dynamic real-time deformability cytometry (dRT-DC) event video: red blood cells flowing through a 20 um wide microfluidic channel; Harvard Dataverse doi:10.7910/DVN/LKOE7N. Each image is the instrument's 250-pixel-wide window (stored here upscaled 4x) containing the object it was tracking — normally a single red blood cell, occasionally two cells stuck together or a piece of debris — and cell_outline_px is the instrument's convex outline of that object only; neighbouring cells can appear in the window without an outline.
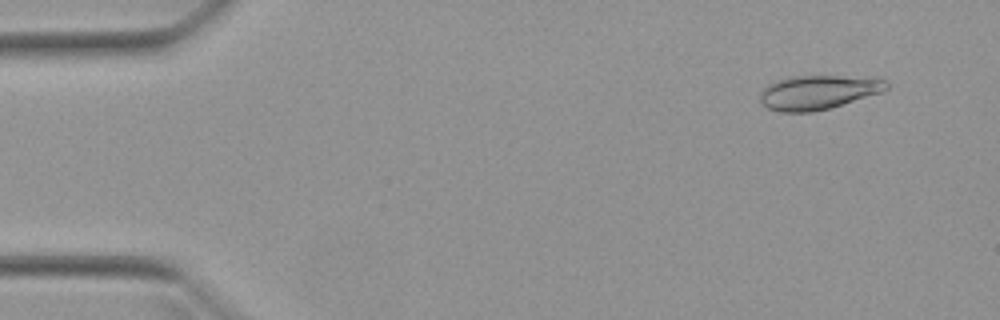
{"species": "Egyptian fruit bat (a non-hibernating species)", "species_latin": "Rousettus aegyptiacus", "temperature_condition": "warm", "stored_images_in_passage": 51, "camera_frame_rate_fps": 3000, "um_per_image_px": 0.085, "animal": {"sex": "female"}, "frame": {"image": 1, "passage_image": 4, "time_ms": 1.0, "image_size_px": [1000, 320], "cell_outline_px": [[888, 88], [884, 92], [832, 108], [812, 112], [780, 112], [768, 108], [760, 100], [760, 92], [768, 84], [776, 80], [792, 76], [836, 76], [884, 80], [888, 84]], "centroid_in_image_um": [69.52, 7.86], "position_along_channel_um": 15.5, "area_um2": 25.09}}
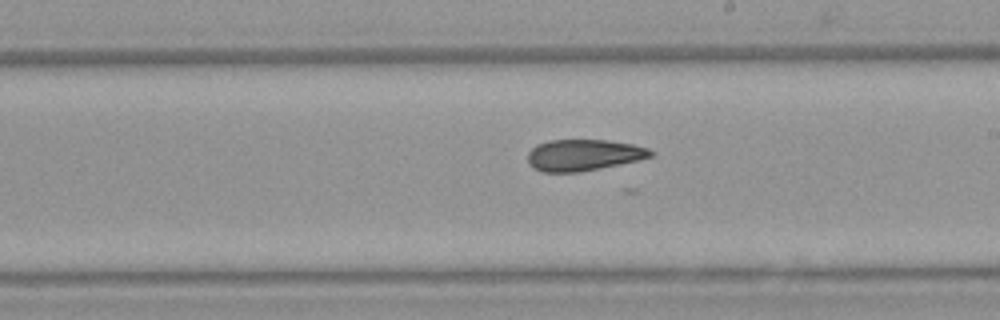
{"frame": {"image": 2, "passage_image": 29, "time_ms": 9.333, "image_size_px": [1000, 320], "cell_outline_px": [[656, 152], [652, 156], [640, 160], [580, 172], [544, 172], [532, 168], [528, 164], [528, 152], [536, 144], [548, 140], [608, 140], [632, 144], [648, 148]], "centroid_in_image_um": [49.59, 13.18], "position_along_channel_um": 239.4, "area_um2": 22.66}}
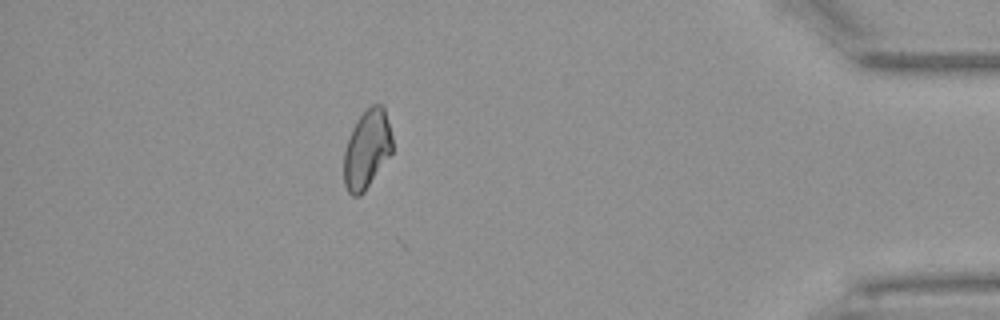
{"frame": {"image": 3, "passage_image": 45, "time_ms": 14.667, "image_size_px": [1000, 320], "cell_outline_px": [[392, 152], [364, 192], [360, 196], [352, 196], [348, 192], [344, 184], [344, 152], [352, 128], [356, 120], [372, 104], [384, 104], [392, 136]], "centroid_in_image_um": [31.19, 12.68], "position_along_channel_um": 404.0, "area_um2": 22.2}, "authors_computed_cell_mechanics": {"area_um2": 23.2356, "velocity_mm_per_s": 3.9748, "shape_relaxation_time_tau1_ms": null, "shape_relaxation_time_tau2_ms": 3.822, "deformation_change_tau1": null, "deformation_change_tau2": 0.0972}}